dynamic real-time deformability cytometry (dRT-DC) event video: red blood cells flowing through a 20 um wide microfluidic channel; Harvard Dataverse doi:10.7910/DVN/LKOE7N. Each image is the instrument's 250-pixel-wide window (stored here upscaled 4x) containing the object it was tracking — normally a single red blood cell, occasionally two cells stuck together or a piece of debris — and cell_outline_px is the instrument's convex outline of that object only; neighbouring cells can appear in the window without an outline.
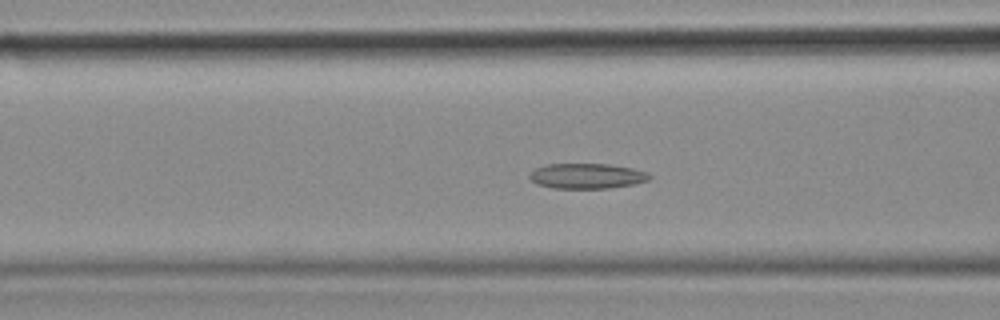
{"species": "common noctule bat (a hibernating species)", "species_latin": "Nyctalus noctula", "temperature_condition": "cold", "stored_images_in_passage": 49, "camera_frame_rate_fps": 3000, "um_per_image_px": 0.085, "animal": {"sex": "female", "body_mass_g": 18.4}, "frame": {"image": 1, "passage_image": 19, "time_ms": 6.0, "image_size_px": [1000, 320], "cell_outline_px": [[652, 176], [648, 180], [636, 184], [608, 188], [552, 188], [536, 184], [528, 176], [536, 168], [544, 164], [608, 164], [632, 168], [648, 172]], "centroid_in_image_um": [49.9, 14.96], "position_along_channel_um": 116.7, "area_um2": 17.69}}
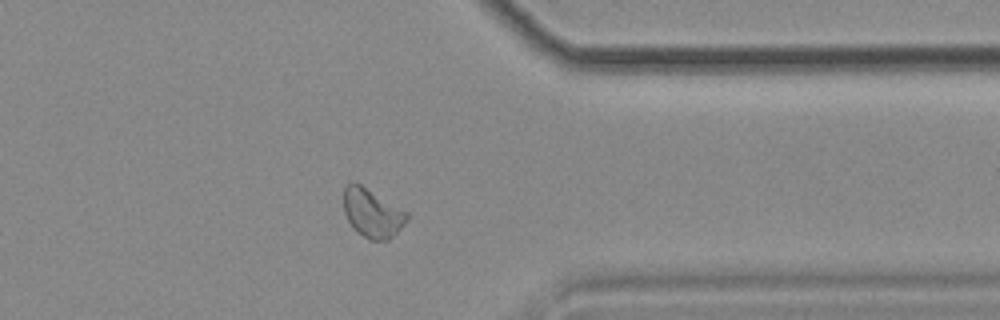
{"frame": {"image": 2, "passage_image": 39, "time_ms": 12.667, "image_size_px": [1000, 320], "cell_outline_px": [[408, 220], [388, 240], [368, 240], [356, 232], [348, 220], [344, 212], [344, 188], [352, 180], [360, 184], [408, 212]], "centroid_in_image_um": [31.63, 18.11], "position_along_channel_um": 379.8, "area_um2": 17.86}}
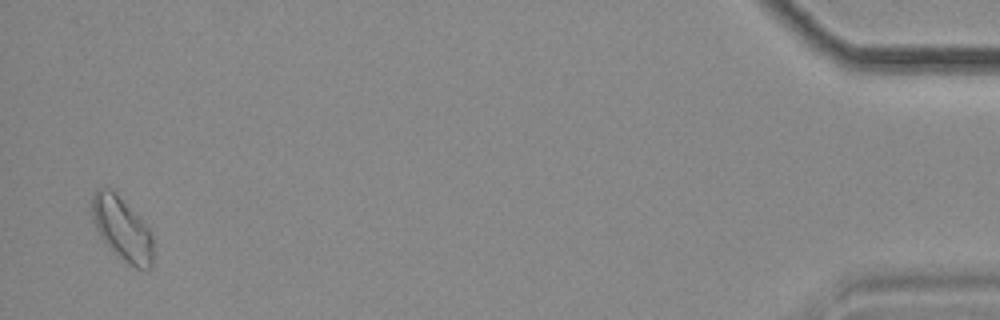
{"frame": {"image": 3, "passage_image": 48, "time_ms": 15.667, "image_size_px": [1000, 320], "cell_outline_px": [[152, 268], [136, 268], [112, 252], [104, 244], [92, 220], [92, 196], [96, 188], [112, 188], [116, 192], [148, 228], [152, 236]], "centroid_in_image_um": [10.34, 19.44], "position_along_channel_um": 424.9, "area_um2": 22.48}}